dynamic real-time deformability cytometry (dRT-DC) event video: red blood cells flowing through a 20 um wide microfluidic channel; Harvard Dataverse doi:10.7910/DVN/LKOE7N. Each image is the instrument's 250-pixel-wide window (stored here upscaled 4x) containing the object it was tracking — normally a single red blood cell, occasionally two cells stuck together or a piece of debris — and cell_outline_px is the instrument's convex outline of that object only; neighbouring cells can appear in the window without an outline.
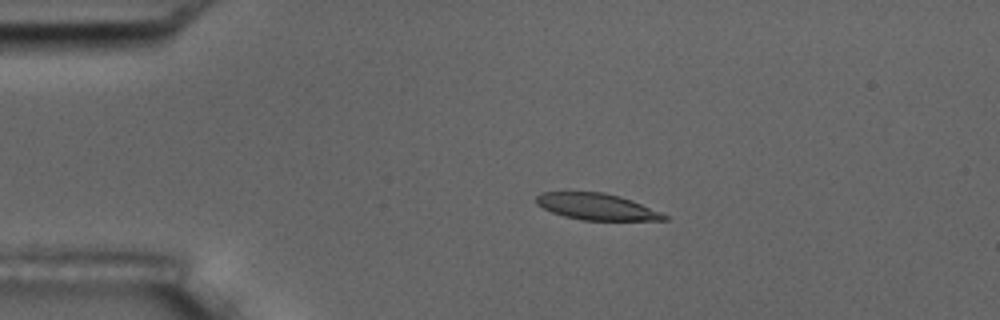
{"species": "common noctule bat (a hibernating species)", "species_latin": "Nyctalus noctula", "temperature_condition": "room temperature", "stored_images_in_passage": 8, "camera_frame_rate_fps": 3000, "um_per_image_px": 0.085, "animal": {"sex": "male", "body_mass_g": 17.5, "forearm_length_mm": 52.3}, "frame": {"image": 1, "passage_image": 3, "time_ms": 2.333, "image_size_px": [1000, 320], "cell_outline_px": [[668, 220], [580, 220], [564, 216], [552, 212], [536, 204], [536, 196], [540, 192], [604, 192], [620, 196], [632, 200], [660, 212], [668, 216]], "centroid_in_image_um": [50.7, 17.56], "position_along_channel_um": 34.3, "area_um2": 19.65}}
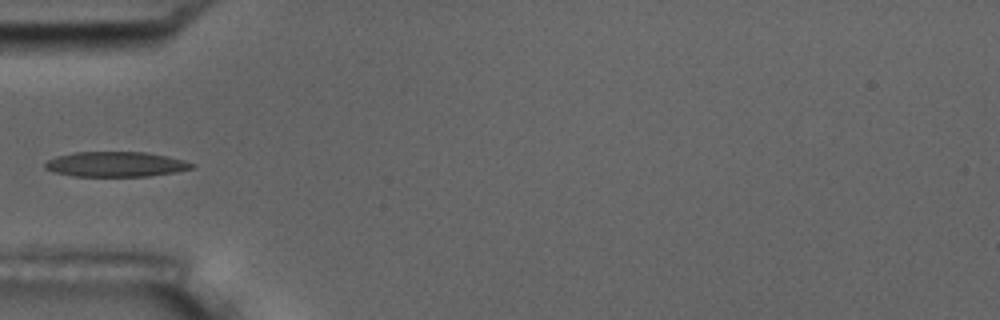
{"frame": {"image": 2, "passage_image": 5, "time_ms": 4.667, "image_size_px": [1000, 320], "cell_outline_px": [[196, 168], [176, 172], [148, 176], [72, 176], [56, 172], [44, 168], [44, 164], [48, 160], [56, 156], [76, 152], [144, 152], [184, 160], [196, 164]], "centroid_in_image_um": [9.86, 13.96], "position_along_channel_um": 75.1, "area_um2": 21.39}}
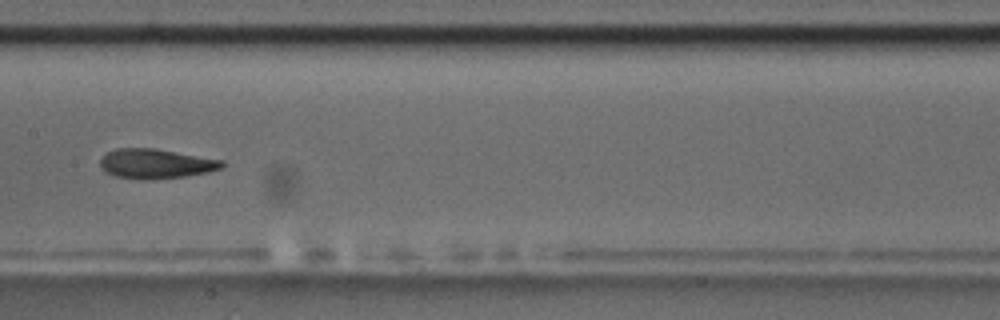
{"frame": {"image": 3, "passage_image": 8, "time_ms": 8.0, "image_size_px": [1000, 320], "cell_outline_px": [[224, 164], [220, 168], [208, 172], [184, 176], [152, 180], [144, 180], [112, 176], [104, 172], [100, 164], [100, 160], [108, 152], [116, 148], [152, 148], [224, 160]], "centroid_in_image_um": [13.21, 13.93], "position_along_channel_um": 194.2, "area_um2": 21.04}}